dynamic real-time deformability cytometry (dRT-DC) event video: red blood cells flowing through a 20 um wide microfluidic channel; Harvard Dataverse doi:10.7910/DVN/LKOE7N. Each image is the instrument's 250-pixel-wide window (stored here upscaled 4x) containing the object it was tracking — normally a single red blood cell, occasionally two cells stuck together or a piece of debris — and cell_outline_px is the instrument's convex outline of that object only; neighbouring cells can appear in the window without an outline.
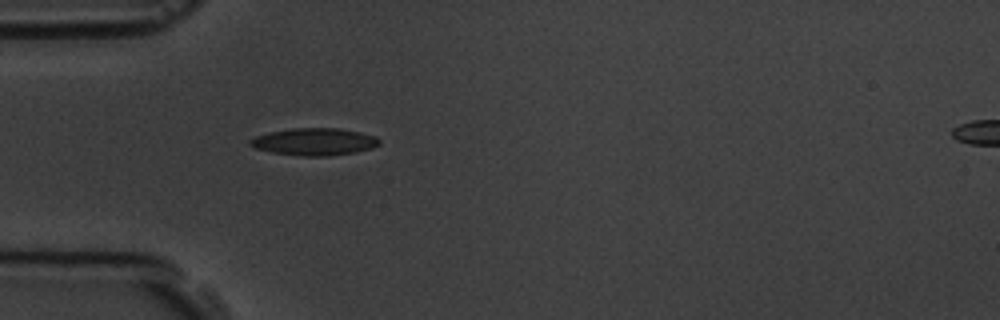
{"species": "common noctule bat (a hibernating species)", "species_latin": "Nyctalus noctula", "temperature_condition": "room temperature", "stored_images_in_passage": 1, "camera_frame_rate_fps": 3000, "um_per_image_px": 0.085, "animal": {"sex": "male", "body_mass_g": 19.5, "forearm_length_mm": 54.6}, "frame": {"image": 1, "passage_image": 1, "time_ms": 0.0, "image_size_px": [1000, 320], "cell_outline_px": [[380, 144], [372, 148], [356, 152], [328, 156], [300, 156], [272, 152], [256, 148], [248, 144], [248, 140], [256, 136], [268, 132], [292, 128], [340, 128], [360, 132], [376, 136], [380, 140]], "centroid_in_image_um": [26.73, 12.04], "position_along_channel_um": 58.3, "area_um2": 20.63}}